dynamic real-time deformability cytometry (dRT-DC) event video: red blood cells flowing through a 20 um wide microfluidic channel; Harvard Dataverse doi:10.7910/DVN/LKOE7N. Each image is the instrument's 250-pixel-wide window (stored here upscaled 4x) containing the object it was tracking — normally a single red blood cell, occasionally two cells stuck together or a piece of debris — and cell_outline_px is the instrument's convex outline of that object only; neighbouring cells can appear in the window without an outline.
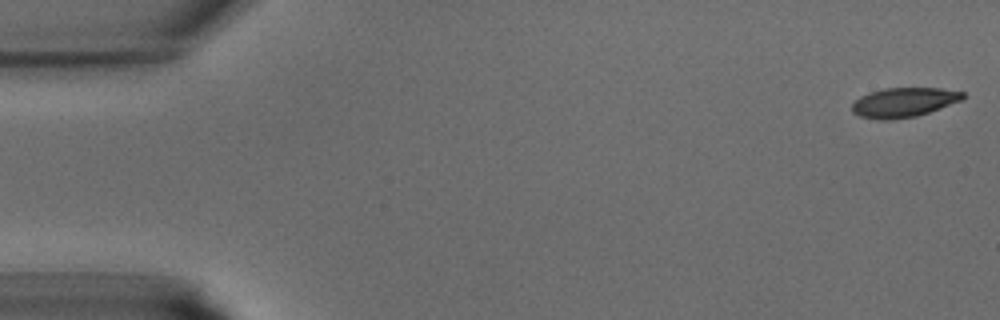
{"species": "common noctule bat (a hibernating species)", "species_latin": "Nyctalus noctula", "temperature_condition": "warm", "stored_images_in_passage": 42, "camera_frame_rate_fps": 3000, "um_per_image_px": 0.085, "animal": {"sex": "male", "body_mass_g": 15.6}, "frame": {"image": 1, "passage_image": 1, "time_ms": 0.0, "image_size_px": [1000, 320], "cell_outline_px": [[964, 96], [960, 100], [940, 108], [916, 116], [888, 120], [880, 120], [860, 116], [852, 112], [852, 104], [860, 96], [884, 88], [940, 88], [964, 92]], "centroid_in_image_um": [76.79, 8.7], "position_along_channel_um": 8.2, "area_um2": 18.79}}
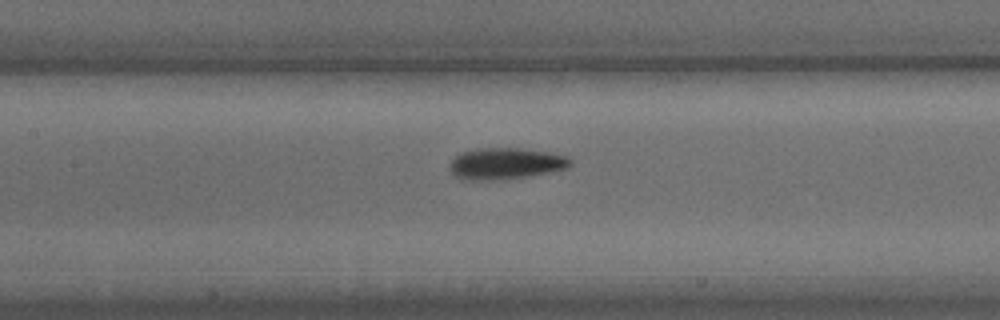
{"frame": {"image": 2, "passage_image": 19, "time_ms": 6.0, "image_size_px": [1000, 320], "cell_outline_px": [[572, 164], [568, 168], [552, 172], [528, 176], [480, 180], [460, 180], [452, 172], [452, 160], [460, 152], [480, 148], [520, 148], [548, 152], [564, 156], [572, 160]], "centroid_in_image_um": [43.01, 13.89], "position_along_channel_um": 164.4, "area_um2": 21.79}}
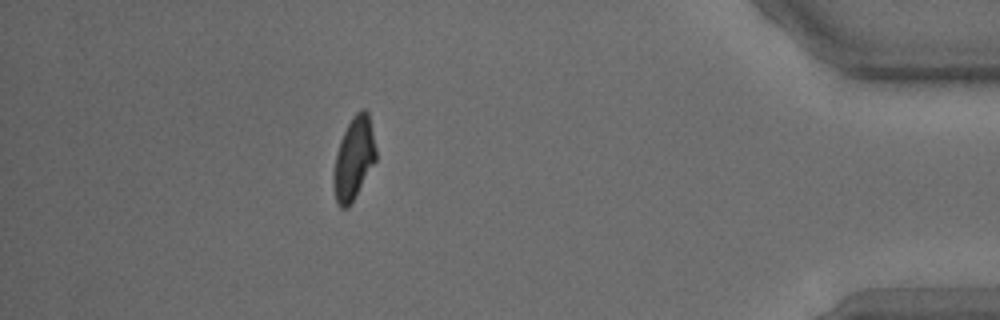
{"frame": {"image": 3, "passage_image": 37, "time_ms": 12.0, "image_size_px": [1000, 320], "cell_outline_px": [[376, 160], [348, 208], [340, 208], [336, 204], [332, 184], [332, 172], [336, 152], [340, 140], [352, 116], [360, 108], [364, 108], [368, 112], [376, 148]], "centroid_in_image_um": [30.04, 13.48], "position_along_channel_um": 405.2, "area_um2": 20.52}}